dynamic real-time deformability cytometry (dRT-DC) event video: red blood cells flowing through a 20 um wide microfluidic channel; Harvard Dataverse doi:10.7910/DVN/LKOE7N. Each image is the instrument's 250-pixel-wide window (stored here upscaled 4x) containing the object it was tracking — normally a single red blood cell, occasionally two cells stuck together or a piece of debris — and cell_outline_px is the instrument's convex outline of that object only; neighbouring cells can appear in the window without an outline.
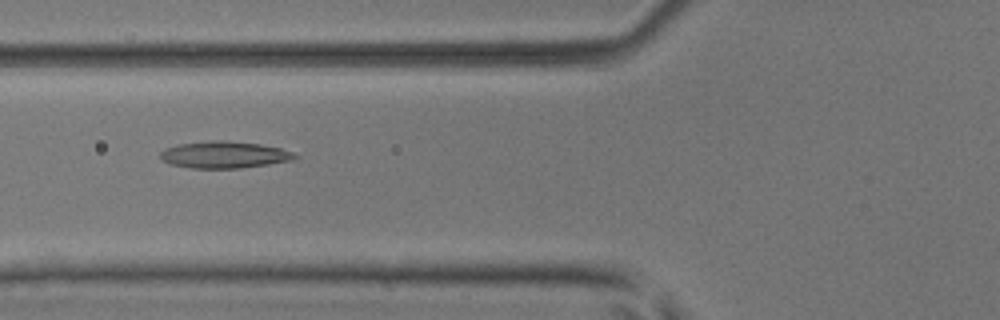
{"species": "common noctule bat (a hibernating species)", "species_latin": "Nyctalus noctula", "temperature_condition": "room temperature", "stored_images_in_passage": 3, "camera_frame_rate_fps": 3000, "um_per_image_px": 0.085, "animal": {"sex": "male", "body_mass_g": 17.9, "forearm_length_mm": 54.2}, "frame": {"image": 1, "passage_image": 3, "time_ms": 0.667, "image_size_px": [1000, 320], "cell_outline_px": [[300, 156], [292, 160], [268, 164], [240, 168], [192, 168], [172, 164], [160, 160], [160, 152], [164, 148], [176, 144], [212, 140], [220, 140], [260, 144], [280, 148], [292, 152]], "centroid_in_image_um": [19.03, 13.15], "position_along_channel_um": 106.8, "area_um2": 21.04}}